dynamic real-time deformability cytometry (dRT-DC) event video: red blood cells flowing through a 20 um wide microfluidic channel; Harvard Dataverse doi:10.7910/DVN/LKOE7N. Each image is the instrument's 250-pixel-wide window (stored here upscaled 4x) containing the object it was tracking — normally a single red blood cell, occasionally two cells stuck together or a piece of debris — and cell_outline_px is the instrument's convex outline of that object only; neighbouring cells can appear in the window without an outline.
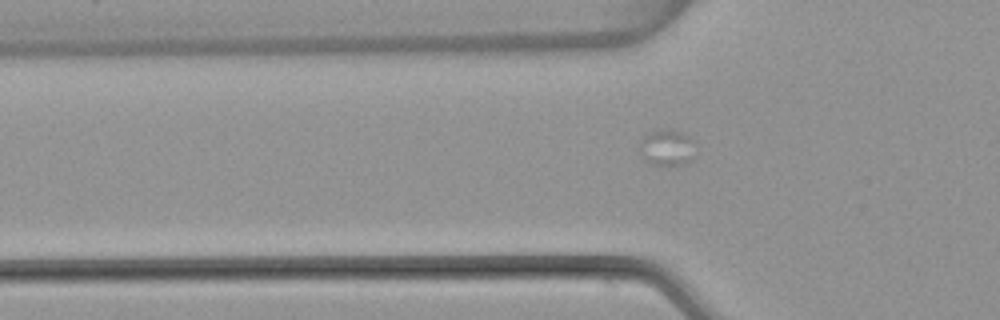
{"species": "common noctule bat (a hibernating species)", "species_latin": "Nyctalus noctula", "temperature_condition": "warm", "stored_images_in_passage": 6, "camera_frame_rate_fps": 3000, "um_per_image_px": 0.085, "animal": {"sex": "female", "body_mass_g": 22.7, "forearm_length_mm": 54.2}, "frame": {"image": 1, "passage_image": 2, "time_ms": 0.333, "image_size_px": [1000, 320], "cell_outline_px": [[692, 156], [688, 164], [652, 164], [644, 160], [640, 152], [640, 144], [644, 136], [648, 132], [656, 128], [672, 128], [680, 132], [688, 140]], "centroid_in_image_um": [56.57, 12.52], "position_along_channel_um": 69.2, "area_um2": 11.27}}